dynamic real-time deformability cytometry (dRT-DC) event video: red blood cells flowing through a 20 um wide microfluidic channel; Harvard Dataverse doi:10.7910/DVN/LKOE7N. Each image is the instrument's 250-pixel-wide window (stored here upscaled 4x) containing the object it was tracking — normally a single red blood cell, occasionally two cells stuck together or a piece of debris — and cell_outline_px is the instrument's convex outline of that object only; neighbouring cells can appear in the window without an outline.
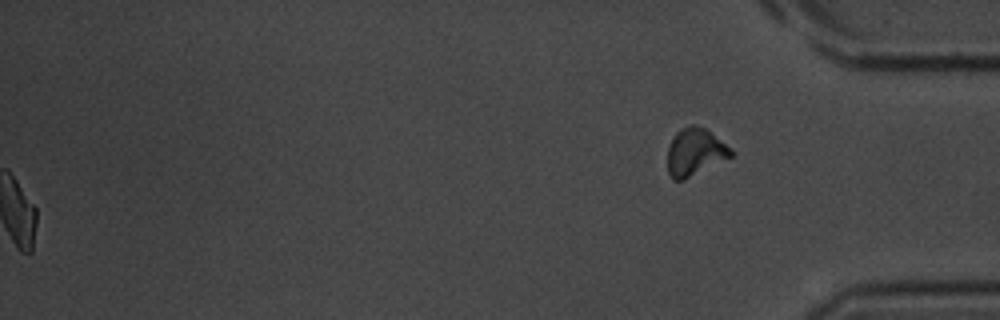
{"species": "common noctule bat (a hibernating species)", "species_latin": "Nyctalus noctula", "temperature_condition": "room temperature", "stored_images_in_passage": 42, "segment_of_instrument_passage": [2, 2], "camera_frame_rate_fps": 3000, "um_per_image_px": 0.085, "animal": {"sex": "male", "body_mass_g": 20.1, "forearm_length_mm": 53.5}, "frame": {"image": 1, "passage_image": 42, "time_ms": 13.667, "image_size_px": [1000, 320], "cell_outline_px": [[732, 156], [684, 180], [672, 180], [668, 172], [668, 148], [676, 132], [680, 128], [692, 124], [696, 124], [704, 128], [732, 148]], "centroid_in_image_um": [59.06, 12.92], "position_along_channel_um": 376.1, "area_um2": 17.4}}